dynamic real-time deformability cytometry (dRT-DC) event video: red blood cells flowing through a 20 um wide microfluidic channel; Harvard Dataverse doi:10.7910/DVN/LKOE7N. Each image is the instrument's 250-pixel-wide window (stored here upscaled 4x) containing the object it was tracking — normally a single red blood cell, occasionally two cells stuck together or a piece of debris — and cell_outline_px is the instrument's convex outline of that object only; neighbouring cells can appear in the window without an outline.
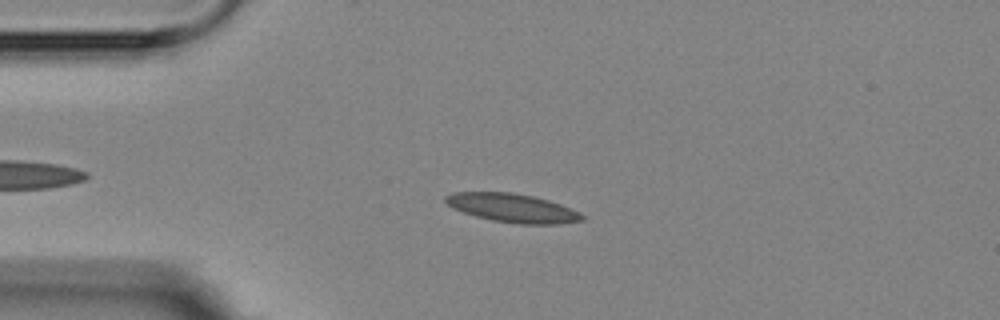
{"species": "Egyptian fruit bat (a non-hibernating species)", "species_latin": "Rousettus aegyptiacus", "temperature_condition": "room temperature", "stored_images_in_passage": 2, "camera_frame_rate_fps": 3000, "um_per_image_px": 0.085, "animal": {"sex": "female"}, "frame": {"image": 1, "passage_image": 1, "time_ms": 0.0, "image_size_px": [1000, 320], "cell_outline_px": [[584, 220], [560, 224], [520, 224], [492, 220], [476, 216], [452, 208], [444, 200], [444, 196], [452, 192], [512, 192], [532, 196], [548, 200], [560, 204], [580, 212], [584, 216]], "centroid_in_image_um": [43.56, 17.67], "position_along_channel_um": 41.4, "area_um2": 22.77}}